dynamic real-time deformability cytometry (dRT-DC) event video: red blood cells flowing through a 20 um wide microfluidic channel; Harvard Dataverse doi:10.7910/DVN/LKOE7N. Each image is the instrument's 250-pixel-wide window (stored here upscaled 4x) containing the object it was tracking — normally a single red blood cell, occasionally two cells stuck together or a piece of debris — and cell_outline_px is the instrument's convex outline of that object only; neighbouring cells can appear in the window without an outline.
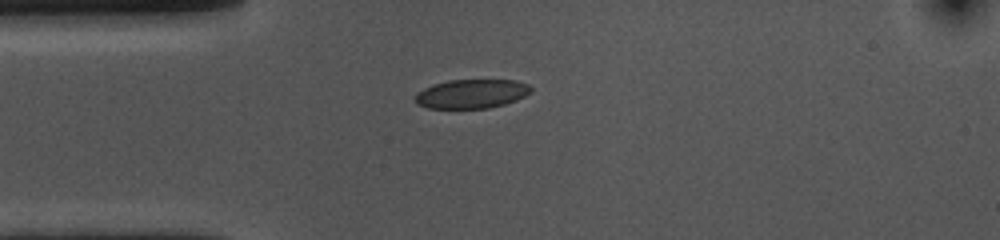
{"species": "common noctule bat (a hibernating species)", "species_latin": "Nyctalus noctula", "temperature_condition": "cold", "stored_images_in_passage": 43, "camera_frame_rate_fps": 3000, "um_per_image_px": 0.085, "animal": {"sex": "female", "body_mass_g": 10.0, "forearm_length_mm": 53.1}, "frame": {"image": 1, "passage_image": 1, "time_ms": 0.0, "image_size_px": [1000, 240], "cell_outline_px": [[532, 92], [516, 100], [504, 104], [488, 108], [428, 108], [416, 104], [412, 96], [416, 92], [432, 84], [448, 80], [516, 80], [528, 84], [532, 88]], "centroid_in_image_um": [40.04, 7.97], "position_along_channel_um": 45.0, "area_um2": 19.83}}
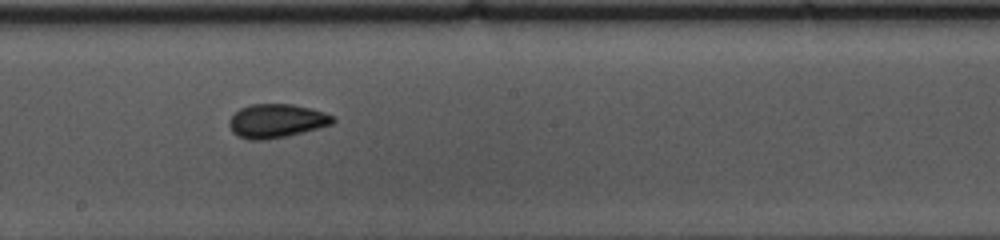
{"frame": {"image": 2, "passage_image": 17, "time_ms": 5.333, "image_size_px": [1000, 240], "cell_outline_px": [[336, 120], [332, 124], [320, 128], [284, 136], [264, 140], [248, 140], [232, 132], [228, 124], [228, 120], [240, 108], [252, 104], [292, 104], [312, 108], [336, 116]], "centroid_in_image_um": [23.52, 10.27], "position_along_channel_um": 224.7, "area_um2": 20.46}}
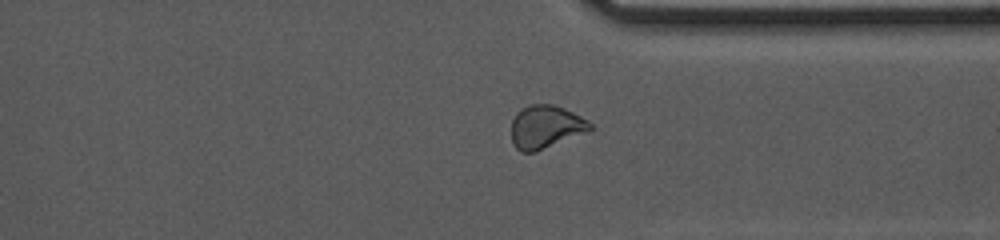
{"frame": {"image": 3, "passage_image": 29, "time_ms": 9.333, "image_size_px": [1000, 240], "cell_outline_px": [[592, 128], [588, 132], [536, 152], [520, 152], [512, 144], [512, 120], [516, 112], [520, 108], [528, 104], [552, 104], [564, 108], [588, 120], [592, 124]], "centroid_in_image_um": [46.37, 10.79], "position_along_channel_um": 365.0, "area_um2": 20.06}, "authors_computed_cell_mechanics": {"area_um2": 20.1144, "velocity_mm_per_s": 3.5571, "shape_relaxation_time_tau1_ms": 8.7217, "shape_relaxation_time_tau2_ms": 1.92, "deformation_change_tau1": 0.1396, "deformation_change_tau2": 0.0618}}